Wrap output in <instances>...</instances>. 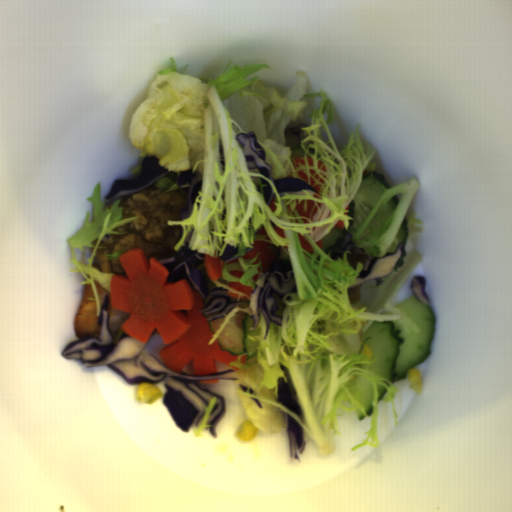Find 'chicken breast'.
Instances as JSON below:
<instances>
[{
  "instance_id": "obj_1",
  "label": "chicken breast",
  "mask_w": 512,
  "mask_h": 512,
  "mask_svg": "<svg viewBox=\"0 0 512 512\" xmlns=\"http://www.w3.org/2000/svg\"><path fill=\"white\" fill-rule=\"evenodd\" d=\"M98 320L96 298L91 284H88L85 285L84 295L79 303L74 324L78 339L98 338L101 328Z\"/></svg>"
},
{
  "instance_id": "obj_2",
  "label": "chicken breast",
  "mask_w": 512,
  "mask_h": 512,
  "mask_svg": "<svg viewBox=\"0 0 512 512\" xmlns=\"http://www.w3.org/2000/svg\"><path fill=\"white\" fill-rule=\"evenodd\" d=\"M95 285L101 309L104 297L107 296L109 299V331L112 334L118 329H121V326L128 319L130 313L112 308L111 293H109L98 281L95 282Z\"/></svg>"
}]
</instances>
